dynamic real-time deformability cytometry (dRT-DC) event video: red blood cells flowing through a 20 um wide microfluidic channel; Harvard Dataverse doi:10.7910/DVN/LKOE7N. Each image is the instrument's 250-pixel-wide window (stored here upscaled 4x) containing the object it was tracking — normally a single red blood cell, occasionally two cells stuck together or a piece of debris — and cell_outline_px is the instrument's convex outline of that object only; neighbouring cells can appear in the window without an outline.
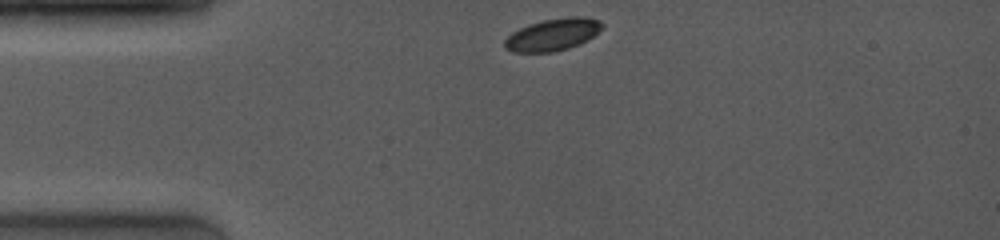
{"species": "common noctule bat (a hibernating species)", "species_latin": "Nyctalus noctula", "temperature_condition": "room temperature", "stored_images_in_passage": 45, "camera_frame_rate_fps": 4000, "um_per_image_px": 0.085, "animal": {"sex": "female", "body_mass_g": 19.0, "forearm_length_mm": 53.3}, "frame": {"image": 1, "passage_image": 1, "time_ms": 0.0, "image_size_px": [1000, 240], "cell_outline_px": [[604, 28], [588, 40], [580, 44], [568, 48], [552, 52], [512, 52], [504, 48], [504, 40], [512, 32], [528, 24], [544, 20], [568, 16], [584, 16], [600, 20], [604, 24]], "centroid_in_image_um": [47.02, 2.93], "position_along_channel_um": 38.0, "area_um2": 18.5}}
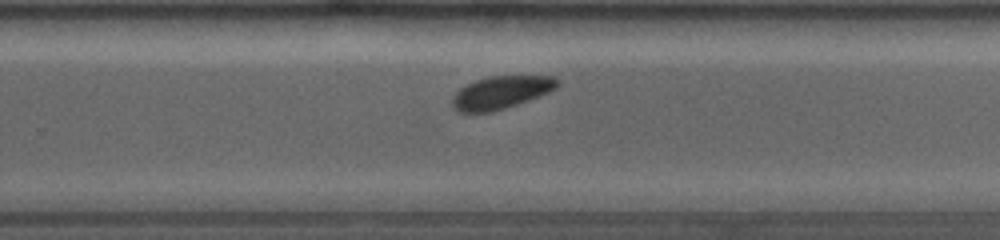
{"frame": {"image": 2, "passage_image": 29, "time_ms": 7.0, "image_size_px": [1000, 240], "cell_outline_px": [[560, 84], [556, 88], [548, 92], [516, 104], [504, 108], [488, 112], [460, 112], [452, 108], [452, 100], [456, 92], [460, 88], [476, 80], [488, 76], [556, 76], [560, 80]], "centroid_in_image_um": [42.6, 7.84], "position_along_channel_um": 287.2, "area_um2": 19.83}}
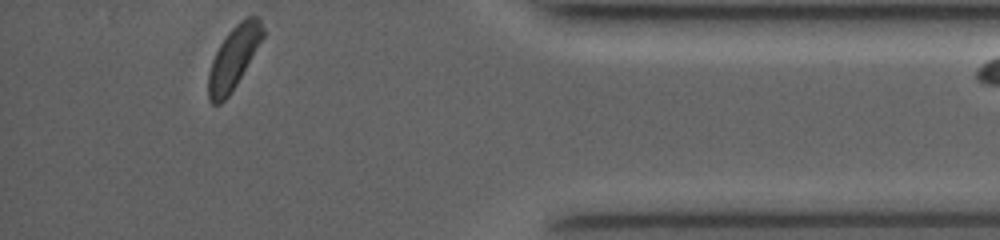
{"frame": {"image": 3, "passage_image": 44, "time_ms": 10.75, "image_size_px": [1000, 240], "cell_outline_px": [[264, 36], [236, 84], [228, 96], [220, 104], [212, 104], [208, 100], [208, 72], [212, 60], [220, 44], [228, 32], [240, 20], [248, 16], [256, 16], [260, 20], [264, 28]], "centroid_in_image_um": [19.84, 4.9], "position_along_channel_um": 415.4, "area_um2": 19.54}}